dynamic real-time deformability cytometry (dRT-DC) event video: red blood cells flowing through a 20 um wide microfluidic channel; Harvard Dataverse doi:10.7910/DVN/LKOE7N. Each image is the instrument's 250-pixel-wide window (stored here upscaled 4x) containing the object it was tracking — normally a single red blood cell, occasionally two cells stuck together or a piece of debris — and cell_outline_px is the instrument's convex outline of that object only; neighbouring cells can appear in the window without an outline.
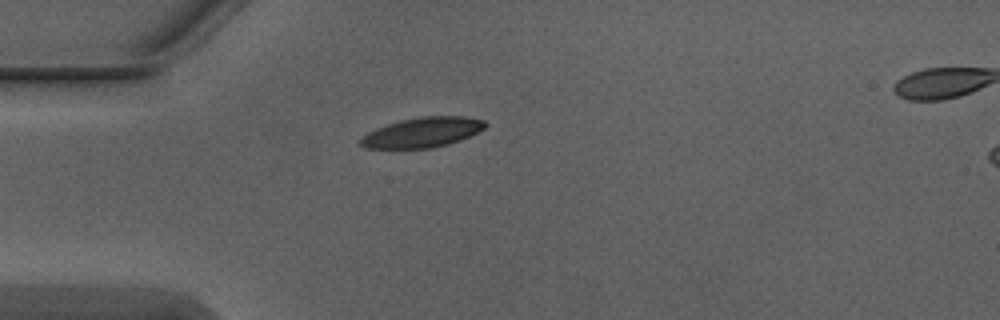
{"species": "Egyptian fruit bat (a non-hibernating species)", "species_latin": "Rousettus aegyptiacus", "temperature_condition": "warm", "stored_images_in_passage": 2, "camera_frame_rate_fps": 3000, "um_per_image_px": 0.085, "animal": {"sex": "male"}, "frame": {"image": 1, "passage_image": 1, "time_ms": 0.0, "image_size_px": [1000, 320], "cell_outline_px": [[488, 124], [484, 128], [460, 140], [448, 144], [432, 148], [364, 148], [356, 144], [356, 140], [368, 132], [376, 128], [400, 120], [420, 116], [464, 116], [484, 120]], "centroid_in_image_um": [35.84, 11.25], "position_along_channel_um": 49.2, "area_um2": 21.91}}